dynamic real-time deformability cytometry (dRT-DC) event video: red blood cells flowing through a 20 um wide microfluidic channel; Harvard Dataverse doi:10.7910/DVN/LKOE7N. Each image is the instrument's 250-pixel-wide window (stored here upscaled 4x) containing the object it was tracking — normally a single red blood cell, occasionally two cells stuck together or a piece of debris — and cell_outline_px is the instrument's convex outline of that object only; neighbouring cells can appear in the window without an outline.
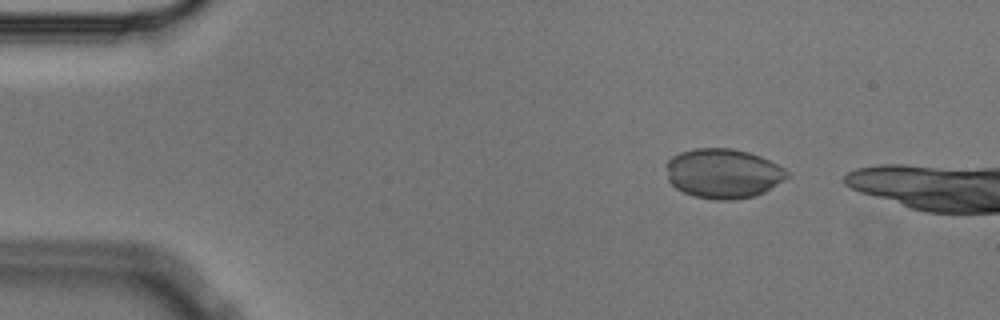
{"species": "Egyptian fruit bat (a non-hibernating species)", "species_latin": "Rousettus aegyptiacus", "temperature_condition": "cold", "stored_images_in_passage": 10, "camera_frame_rate_fps": 3000, "um_per_image_px": 0.085, "animal": {"sex": "male"}, "frame": {"image": 1, "passage_image": 5, "time_ms": 1.333, "image_size_px": [1000, 320], "cell_outline_px": [[788, 176], [784, 180], [764, 192], [756, 196], [732, 200], [716, 200], [696, 196], [684, 192], [676, 188], [668, 180], [668, 160], [672, 156], [680, 152], [696, 148], [732, 148], [748, 152], [760, 156], [784, 168], [788, 172]], "centroid_in_image_um": [61.48, 14.74], "position_along_channel_um": 23.5, "area_um2": 34.74}}